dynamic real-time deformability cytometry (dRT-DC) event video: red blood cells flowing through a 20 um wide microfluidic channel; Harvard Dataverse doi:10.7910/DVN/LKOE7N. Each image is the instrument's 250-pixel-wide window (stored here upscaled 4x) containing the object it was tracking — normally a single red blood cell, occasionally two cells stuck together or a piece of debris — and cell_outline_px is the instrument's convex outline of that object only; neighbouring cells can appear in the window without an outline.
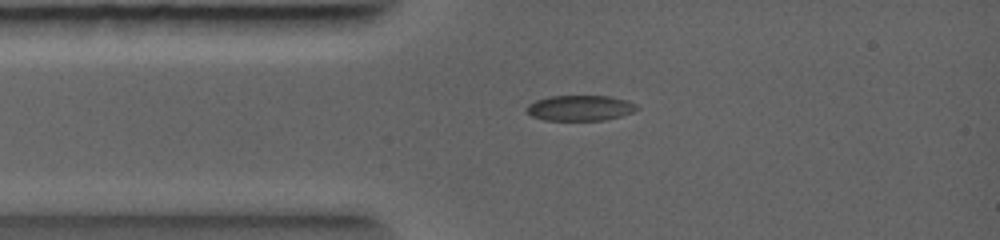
{"species": "common noctule bat (a hibernating species)", "species_latin": "Nyctalus noctula", "temperature_condition": "warm", "stored_images_in_passage": 7, "camera_frame_rate_fps": 5000, "um_per_image_px": 0.085, "animal": {"sex": "female", "body_mass_g": 19.0, "forearm_length_mm": 56.7}, "frame": {"image": 1, "passage_image": 1, "time_ms": 0.0, "image_size_px": [1000, 240], "cell_outline_px": [[640, 108], [632, 112], [620, 116], [604, 120], [544, 120], [532, 116], [524, 112], [528, 104], [536, 100], [548, 96], [608, 96], [628, 100], [636, 104]], "centroid_in_image_um": [49.28, 9.18], "position_along_channel_um": 35.7, "area_um2": 16.47}}
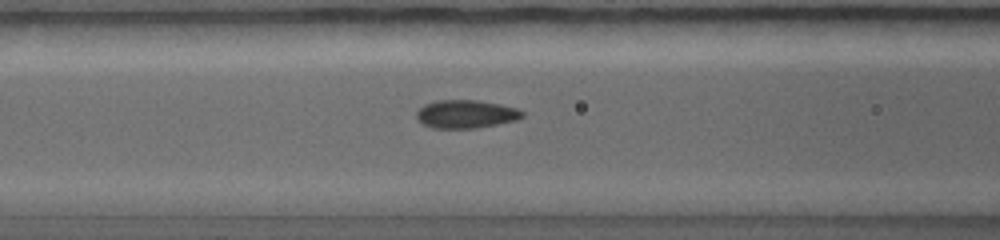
{"frame": {"image": 2, "passage_image": 5, "time_ms": 1.6, "image_size_px": [1000, 240], "cell_outline_px": [[524, 116], [512, 120], [492, 124], [468, 128], [440, 128], [424, 124], [416, 116], [416, 112], [424, 104], [436, 100], [480, 100], [500, 104], [516, 108], [524, 112]], "centroid_in_image_um": [39.57, 9.66], "position_along_channel_um": 127.0, "area_um2": 16.88}}